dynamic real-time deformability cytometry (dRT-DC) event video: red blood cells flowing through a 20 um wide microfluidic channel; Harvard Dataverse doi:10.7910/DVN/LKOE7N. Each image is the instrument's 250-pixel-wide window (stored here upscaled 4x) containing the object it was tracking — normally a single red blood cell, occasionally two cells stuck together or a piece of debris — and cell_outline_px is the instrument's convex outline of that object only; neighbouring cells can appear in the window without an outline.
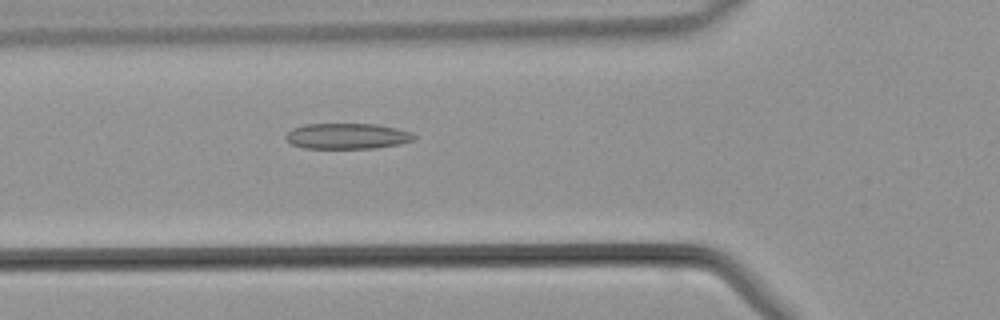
{"species": "common noctule bat (a hibernating species)", "species_latin": "Nyctalus noctula", "temperature_condition": "warm", "stored_images_in_passage": 42, "camera_frame_rate_fps": 3000, "um_per_image_px": 0.085, "animal": {"sex": "male", "body_mass_g": 21.5, "forearm_length_mm": 52.0}, "frame": {"image": 1, "passage_image": 14, "time_ms": 4.333, "image_size_px": [1000, 320], "cell_outline_px": [[416, 136], [412, 140], [400, 144], [372, 148], [304, 148], [292, 144], [284, 136], [292, 128], [304, 124], [376, 124], [396, 128], [412, 132]], "centroid_in_image_um": [29.5, 11.56], "position_along_channel_um": 96.3, "area_um2": 19.13}}
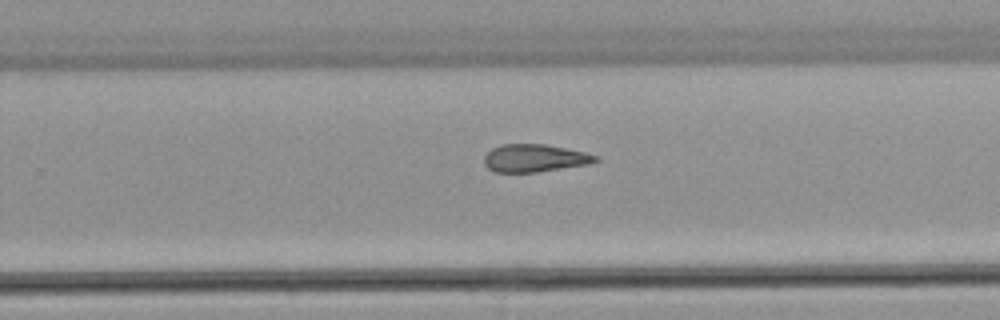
{"frame": {"image": 2, "passage_image": 26, "time_ms": 8.333, "image_size_px": [1000, 320], "cell_outline_px": [[600, 160], [588, 164], [536, 172], [496, 172], [488, 168], [484, 164], [484, 156], [492, 148], [500, 144], [544, 144], [584, 152], [596, 156]], "centroid_in_image_um": [45.4, 13.44], "position_along_channel_um": 284.4, "area_um2": 17.8}}
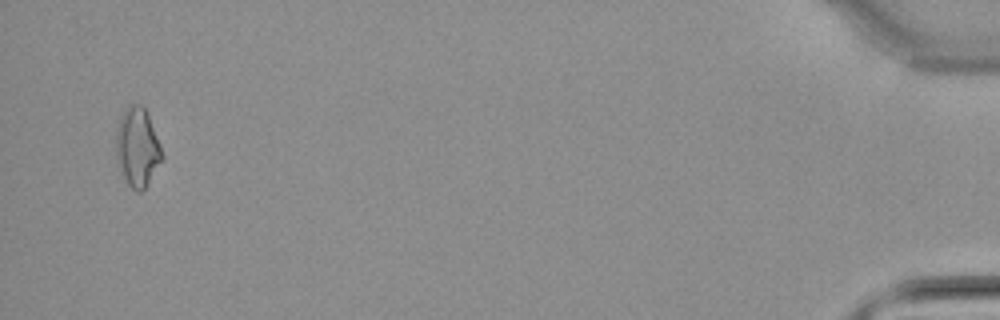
{"frame": {"image": 3, "passage_image": 41, "time_ms": 13.333, "image_size_px": [1000, 320], "cell_outline_px": [[164, 156], [144, 188], [140, 192], [136, 192], [128, 184], [124, 176], [120, 164], [116, 148], [116, 128], [120, 116], [128, 104], [140, 104], [144, 108], [148, 116], [160, 144]], "centroid_in_image_um": [11.68, 12.47], "position_along_channel_um": 423.5, "area_um2": 20.58}}